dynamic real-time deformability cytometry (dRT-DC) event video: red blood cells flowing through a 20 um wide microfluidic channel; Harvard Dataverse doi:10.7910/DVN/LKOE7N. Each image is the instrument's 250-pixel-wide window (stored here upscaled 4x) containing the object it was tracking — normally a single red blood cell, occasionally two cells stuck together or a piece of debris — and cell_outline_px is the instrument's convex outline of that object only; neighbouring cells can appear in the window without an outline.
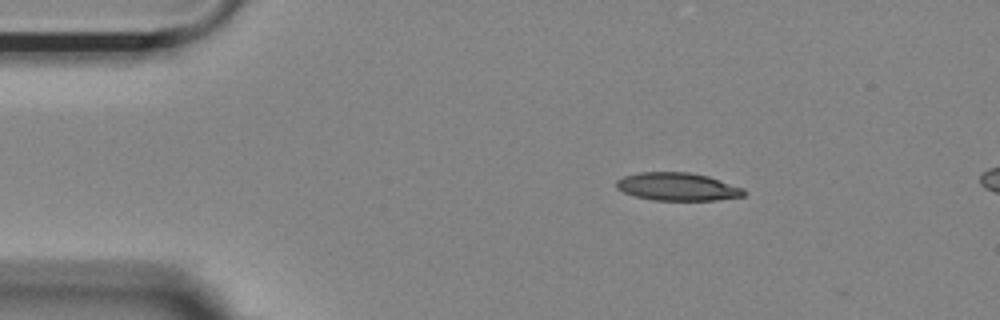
{"species": "Egyptian fruit bat (a non-hibernating species)", "species_latin": "Rousettus aegyptiacus", "temperature_condition": "room temperature", "stored_images_in_passage": 4, "camera_frame_rate_fps": 3000, "um_per_image_px": 0.085, "animal": {"sex": "female"}, "frame": {"image": 1, "passage_image": 1, "time_ms": 0.0, "image_size_px": [1000, 320], "cell_outline_px": [[744, 196], [716, 200], [652, 200], [636, 196], [624, 192], [616, 188], [616, 180], [624, 176], [640, 172], [688, 172], [708, 176], [744, 188]], "centroid_in_image_um": [57.58, 15.86], "position_along_channel_um": 27.4, "area_um2": 20.69}}